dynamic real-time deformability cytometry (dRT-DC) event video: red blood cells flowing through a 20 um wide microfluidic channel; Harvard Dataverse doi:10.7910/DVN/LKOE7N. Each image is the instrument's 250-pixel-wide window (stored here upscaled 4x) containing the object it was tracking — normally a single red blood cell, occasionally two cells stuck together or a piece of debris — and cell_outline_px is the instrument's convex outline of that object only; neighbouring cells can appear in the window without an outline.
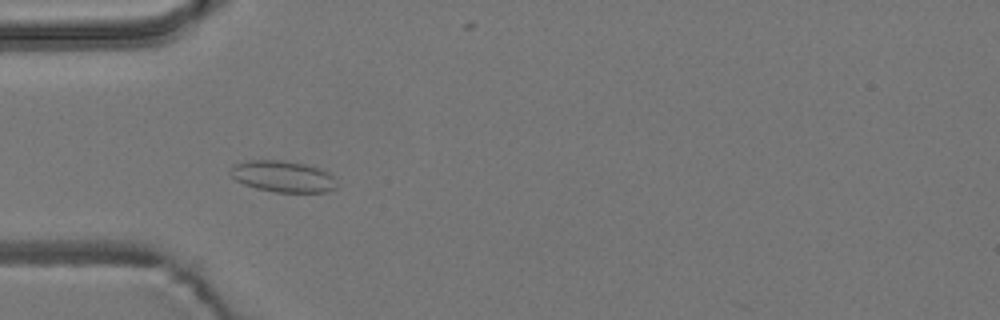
{"species": "common noctule bat (a hibernating species)", "species_latin": "Nyctalus noctula", "temperature_condition": "room temperature", "stored_images_in_passage": 54, "camera_frame_rate_fps": 3000, "um_per_image_px": 0.085, "animal": {"sex": "male", "body_mass_g": 19.2, "forearm_length_mm": 51.8}, "frame": {"image": 1, "passage_image": 17, "time_ms": 5.333, "image_size_px": [1000, 320], "cell_outline_px": [[336, 188], [324, 192], [276, 192], [256, 188], [244, 184], [236, 180], [228, 172], [236, 164], [248, 160], [284, 160], [304, 164], [328, 172], [332, 176], [336, 184]], "centroid_in_image_um": [24.02, 15.0], "position_along_channel_um": 61.0, "area_um2": 19.19}}
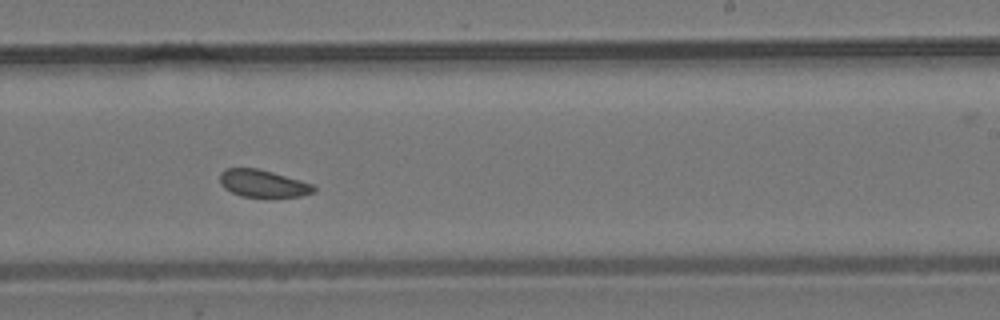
{"frame": {"image": 2, "passage_image": 34, "time_ms": 11.0, "image_size_px": [1000, 320], "cell_outline_px": [[316, 192], [300, 196], [240, 196], [224, 188], [220, 184], [220, 172], [224, 168], [256, 168], [272, 172], [300, 180], [312, 184], [316, 188]], "centroid_in_image_um": [22.33, 15.58], "position_along_channel_um": 266.7, "area_um2": 14.8}}
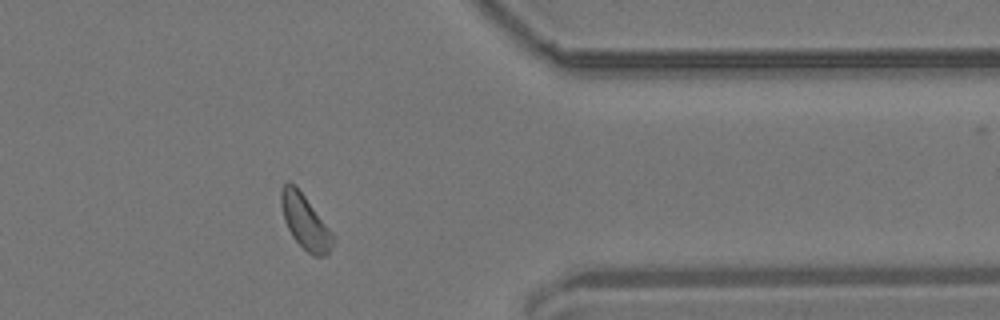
{"frame": {"image": 3, "passage_image": 45, "time_ms": 14.667, "image_size_px": [1000, 320], "cell_outline_px": [[336, 240], [332, 248], [324, 256], [312, 256], [292, 236], [284, 220], [280, 204], [280, 192], [284, 184], [288, 180], [296, 184], [332, 232]], "centroid_in_image_um": [25.93, 18.82], "position_along_channel_um": 385.5, "area_um2": 16.53}}